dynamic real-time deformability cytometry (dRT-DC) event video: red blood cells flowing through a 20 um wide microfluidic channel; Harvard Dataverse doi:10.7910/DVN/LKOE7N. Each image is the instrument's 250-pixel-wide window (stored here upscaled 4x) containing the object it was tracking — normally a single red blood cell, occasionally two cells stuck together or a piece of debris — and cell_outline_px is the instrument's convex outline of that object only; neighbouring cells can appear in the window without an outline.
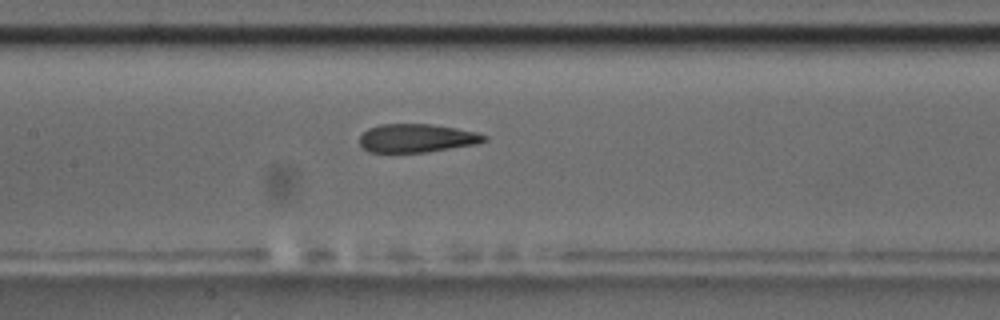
{"species": "common noctule bat (a hibernating species)", "species_latin": "Nyctalus noctula", "temperature_condition": "room temperature", "stored_images_in_passage": 37, "camera_frame_rate_fps": 3000, "um_per_image_px": 0.085, "animal": {"sex": "male", "body_mass_g": 17.5, "forearm_length_mm": 52.3}, "frame": {"image": 1, "passage_image": 11, "time_ms": 3.333, "image_size_px": [1000, 320], "cell_outline_px": [[488, 140], [476, 144], [424, 152], [368, 152], [360, 144], [360, 136], [368, 128], [380, 124], [432, 124], [456, 128], [476, 132], [488, 136]], "centroid_in_image_um": [35.43, 11.73], "position_along_channel_um": 172.0, "area_um2": 20.58}}
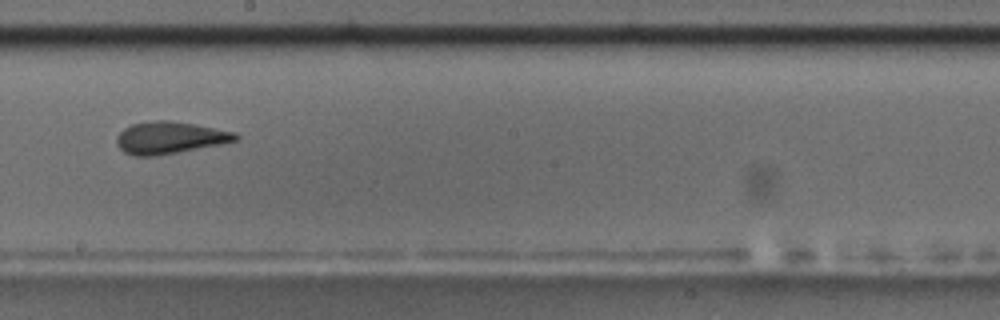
{"frame": {"image": 2, "passage_image": 16, "time_ms": 5.0, "image_size_px": [1000, 320], "cell_outline_px": [[240, 136], [236, 140], [220, 144], [156, 156], [136, 156], [124, 152], [116, 144], [116, 136], [124, 128], [132, 124], [156, 120], [172, 120], [236, 132]], "centroid_in_image_um": [14.4, 11.7], "position_along_channel_um": 233.8, "area_um2": 22.14}, "authors_computed_cell_mechanics": {"area_um2": 21.7328, "velocity_mm_per_s": 3.7273, "shape_relaxation_time_tau1_ms": 7.9562, "shape_relaxation_time_tau2_ms": 1.9428, "deformation_change_tau1": 0.2229, "deformation_change_tau2": 0.1178}}